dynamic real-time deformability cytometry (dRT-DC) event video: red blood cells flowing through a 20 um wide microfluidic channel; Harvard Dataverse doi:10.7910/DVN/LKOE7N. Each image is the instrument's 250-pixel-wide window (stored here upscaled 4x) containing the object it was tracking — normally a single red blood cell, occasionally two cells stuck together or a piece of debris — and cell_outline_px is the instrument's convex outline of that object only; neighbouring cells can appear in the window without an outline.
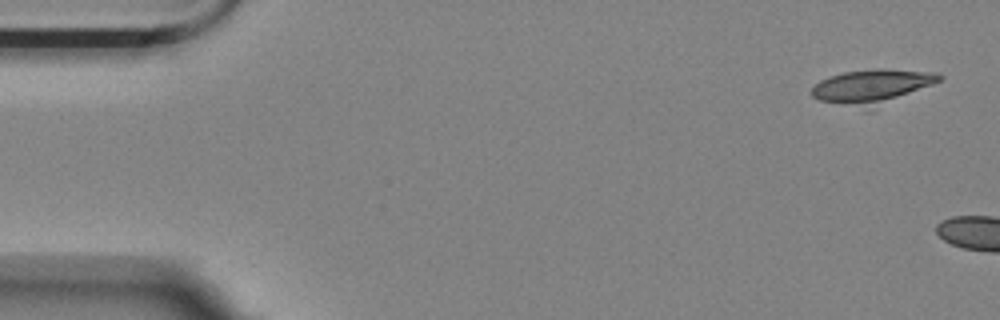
{"species": "Egyptian fruit bat (a non-hibernating species)", "species_latin": "Rousettus aegyptiacus", "temperature_condition": "room temperature", "stored_images_in_passage": 2, "camera_frame_rate_fps": 3000, "um_per_image_px": 0.085, "animal": {"sex": "female"}, "frame": {"image": 1, "passage_image": 1, "time_ms": 0.0, "image_size_px": [1000, 320], "cell_outline_px": [[944, 76], [940, 80], [932, 84], [896, 96], [880, 100], [820, 100], [812, 96], [812, 88], [820, 80], [844, 72], [884, 68], [940, 72]], "centroid_in_image_um": [74.21, 7.15], "position_along_channel_um": 10.8, "area_um2": 22.02}}